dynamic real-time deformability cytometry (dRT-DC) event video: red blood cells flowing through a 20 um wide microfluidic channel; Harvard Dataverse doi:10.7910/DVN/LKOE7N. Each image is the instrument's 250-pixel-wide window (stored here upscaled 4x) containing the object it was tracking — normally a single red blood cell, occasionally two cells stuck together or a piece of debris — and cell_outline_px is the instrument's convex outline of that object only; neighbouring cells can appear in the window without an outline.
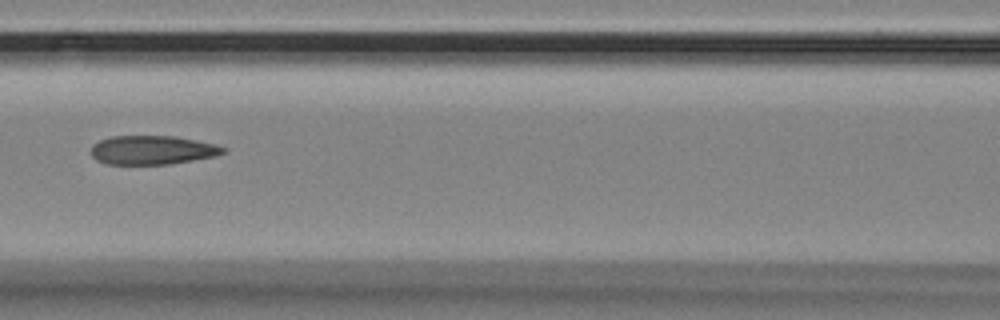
{"species": "Egyptian fruit bat (a non-hibernating species)", "species_latin": "Rousettus aegyptiacus", "temperature_condition": "room temperature", "stored_images_in_passage": 6, "camera_frame_rate_fps": 3000, "um_per_image_px": 0.085, "animal": {"sex": "female"}, "frame": {"image": 1, "passage_image": 5, "time_ms": 1.333, "image_size_px": [1000, 320], "cell_outline_px": [[228, 152], [216, 156], [168, 164], [108, 164], [96, 160], [92, 156], [92, 144], [100, 140], [112, 136], [176, 136], [216, 144], [228, 148]], "centroid_in_image_um": [13.0, 12.75], "position_along_channel_um": 153.6, "area_um2": 22.37}}
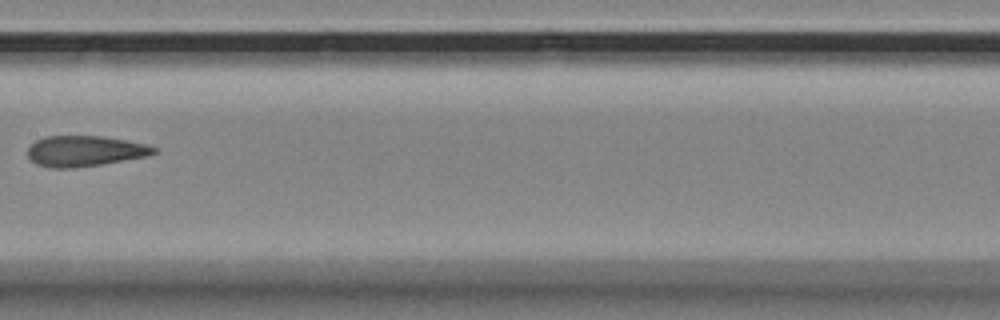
{"frame": {"image": 2, "passage_image": 6, "time_ms": 1.667, "image_size_px": [1000, 320], "cell_outline_px": [[160, 152], [148, 156], [100, 164], [68, 168], [52, 168], [36, 164], [28, 156], [28, 148], [36, 140], [44, 136], [104, 136], [144, 144], [156, 148]], "centroid_in_image_um": [7.21, 12.83], "position_along_channel_um": 200.2, "area_um2": 22.37}}